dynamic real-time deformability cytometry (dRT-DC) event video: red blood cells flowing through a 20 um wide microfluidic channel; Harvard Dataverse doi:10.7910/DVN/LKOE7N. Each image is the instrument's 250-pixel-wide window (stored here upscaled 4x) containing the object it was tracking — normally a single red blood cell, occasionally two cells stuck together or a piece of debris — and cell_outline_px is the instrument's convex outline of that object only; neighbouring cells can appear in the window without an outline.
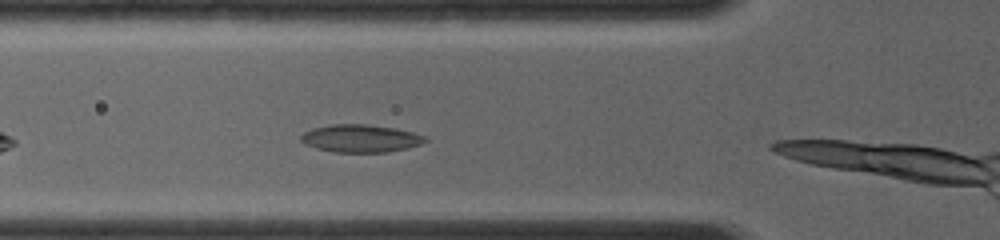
{"species": "common noctule bat (a hibernating species)", "species_latin": "Nyctalus noctula", "temperature_condition": "room temperature", "stored_images_in_passage": 6, "camera_frame_rate_fps": 4000, "um_per_image_px": 0.085, "animal": {"sex": "female", "body_mass_g": 19.0, "forearm_length_mm": 56.7}, "frame": {"image": 1, "passage_image": 3, "time_ms": 0.75, "image_size_px": [1000, 240], "cell_outline_px": [[428, 140], [420, 144], [388, 152], [336, 152], [316, 148], [304, 144], [300, 140], [300, 136], [304, 132], [312, 128], [332, 124], [368, 124], [396, 128], [412, 132], [424, 136]], "centroid_in_image_um": [30.61, 11.75], "position_along_channel_um": 95.2, "area_um2": 20.0}}
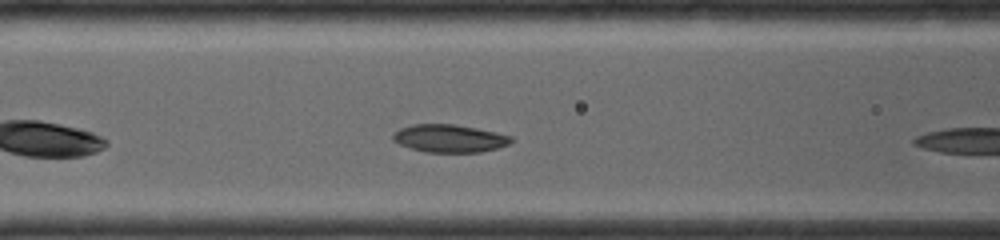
{"frame": {"image": 2, "passage_image": 5, "time_ms": 1.5, "image_size_px": [1000, 240], "cell_outline_px": [[516, 140], [508, 144], [496, 148], [480, 152], [424, 152], [408, 148], [392, 140], [392, 136], [400, 128], [412, 124], [456, 124], [496, 132], [512, 136]], "centroid_in_image_um": [38.21, 11.76], "position_along_channel_um": 128.4, "area_um2": 19.25}}